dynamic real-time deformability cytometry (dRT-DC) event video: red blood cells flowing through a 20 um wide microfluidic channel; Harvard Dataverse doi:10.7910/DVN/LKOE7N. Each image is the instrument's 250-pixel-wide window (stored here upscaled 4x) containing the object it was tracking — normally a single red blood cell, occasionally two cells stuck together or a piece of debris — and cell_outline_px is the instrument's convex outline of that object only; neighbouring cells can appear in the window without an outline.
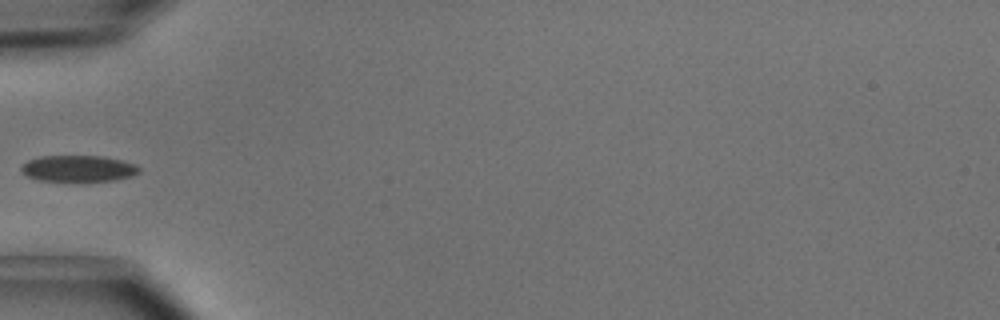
{"species": "common noctule bat (a hibernating species)", "species_latin": "Nyctalus noctula", "temperature_condition": "cold", "stored_images_in_passage": 20, "camera_frame_rate_fps": 3000, "um_per_image_px": 0.085, "animal": {"sex": "male", "body_mass_g": 15.6}, "frame": {"image": 1, "passage_image": 1, "time_ms": 0.0, "image_size_px": [1000, 320], "cell_outline_px": [[140, 172], [132, 176], [116, 180], [40, 180], [28, 176], [20, 168], [28, 160], [40, 156], [100, 156], [120, 160], [132, 164], [140, 168]], "centroid_in_image_um": [6.67, 14.31], "position_along_channel_um": 78.3, "area_um2": 17.57}}